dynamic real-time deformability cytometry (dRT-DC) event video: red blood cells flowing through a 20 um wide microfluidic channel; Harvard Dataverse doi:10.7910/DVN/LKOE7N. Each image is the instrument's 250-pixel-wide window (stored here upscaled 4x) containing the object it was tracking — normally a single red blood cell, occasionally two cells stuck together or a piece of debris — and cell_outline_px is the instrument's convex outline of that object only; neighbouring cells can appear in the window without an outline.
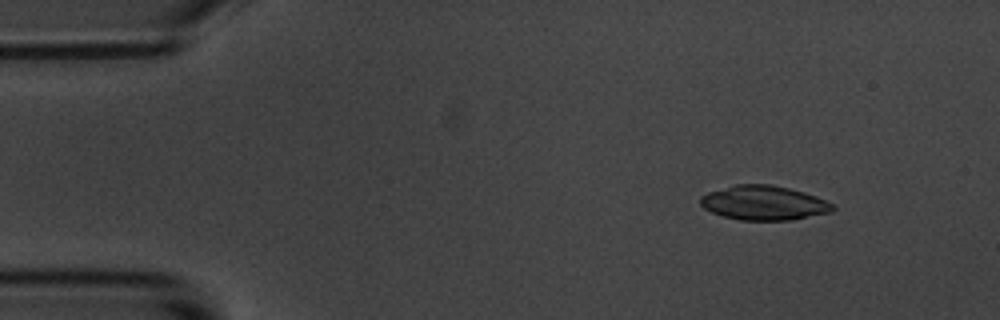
{"species": "common noctule bat (a hibernating species)", "species_latin": "Nyctalus noctula", "temperature_condition": "room temperature", "stored_images_in_passage": 6, "camera_frame_rate_fps": 3000, "um_per_image_px": 0.085, "animal": {"sex": "male", "body_mass_g": 20.1, "forearm_length_mm": 53.5}, "frame": {"image": 1, "passage_image": 2, "time_ms": 1.333, "image_size_px": [1000, 320], "cell_outline_px": [[836, 208], [832, 212], [792, 220], [740, 220], [724, 216], [712, 212], [704, 208], [700, 204], [700, 196], [708, 192], [736, 184], [772, 184], [804, 192], [816, 196], [832, 204]], "centroid_in_image_um": [64.93, 17.24], "position_along_channel_um": 20.1, "area_um2": 26.53}}